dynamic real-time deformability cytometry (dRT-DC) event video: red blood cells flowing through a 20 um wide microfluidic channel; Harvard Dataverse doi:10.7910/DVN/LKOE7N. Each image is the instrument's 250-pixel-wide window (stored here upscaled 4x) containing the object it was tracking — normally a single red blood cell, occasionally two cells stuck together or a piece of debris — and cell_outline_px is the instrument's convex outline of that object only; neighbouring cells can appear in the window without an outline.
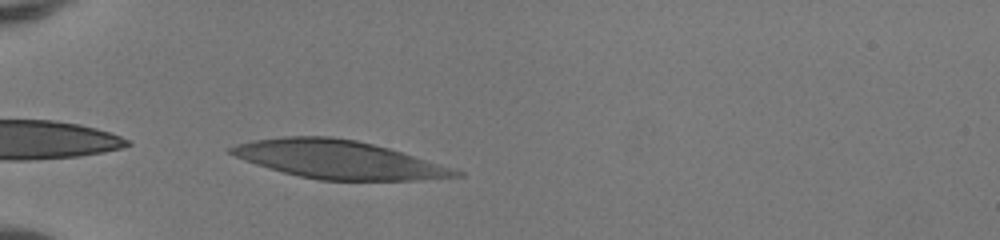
{"species": "human", "species_latin": "Homo sapiens", "temperature_condition": "room temperature", "stored_images_in_passage": 29, "camera_frame_rate_fps": 3000, "um_per_image_px": 0.085, "donor": {"sex": "female"}, "frame": {"image": 1, "passage_image": 1, "time_ms": 0.0, "image_size_px": [1000, 240], "cell_outline_px": [[464, 176], [416, 180], [320, 180], [300, 176], [268, 168], [244, 160], [228, 152], [228, 148], [240, 144], [256, 140], [284, 136], [332, 136], [356, 140], [388, 148], [464, 172]], "centroid_in_image_um": [28.77, 13.56], "position_along_channel_um": 56.2, "area_um2": 49.3}}
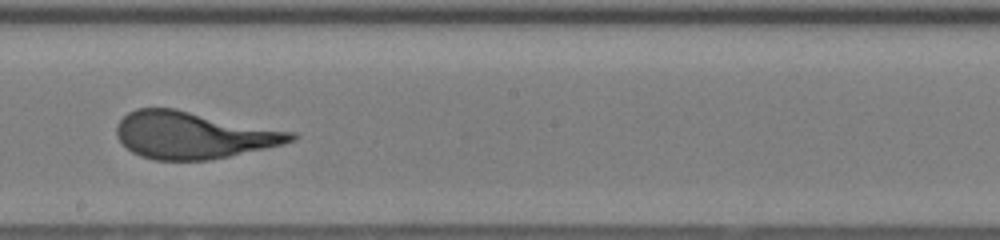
{"frame": {"image": 2, "passage_image": 15, "time_ms": 4.667, "image_size_px": [1000, 240], "cell_outline_px": [[300, 136], [296, 140], [284, 144], [212, 160], [156, 160], [140, 156], [132, 152], [116, 136], [116, 124], [128, 112], [136, 108], [176, 108], [296, 132]], "centroid_in_image_um": [16.47, 11.48], "position_along_channel_um": 231.7, "area_um2": 48.21}}
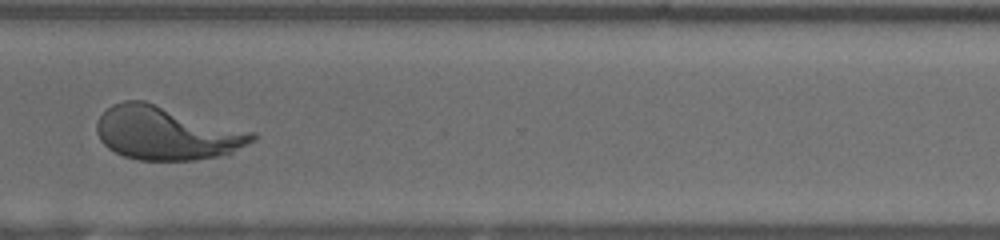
{"frame": {"image": 3, "passage_image": 24, "time_ms": 7.667, "image_size_px": [1000, 240], "cell_outline_px": [[256, 140], [228, 156], [196, 160], [140, 160], [124, 156], [108, 148], [100, 140], [96, 132], [96, 124], [100, 116], [112, 104], [124, 100], [144, 100], [256, 132]], "centroid_in_image_um": [14.21, 11.32], "position_along_channel_um": 356.4, "area_um2": 49.13}}